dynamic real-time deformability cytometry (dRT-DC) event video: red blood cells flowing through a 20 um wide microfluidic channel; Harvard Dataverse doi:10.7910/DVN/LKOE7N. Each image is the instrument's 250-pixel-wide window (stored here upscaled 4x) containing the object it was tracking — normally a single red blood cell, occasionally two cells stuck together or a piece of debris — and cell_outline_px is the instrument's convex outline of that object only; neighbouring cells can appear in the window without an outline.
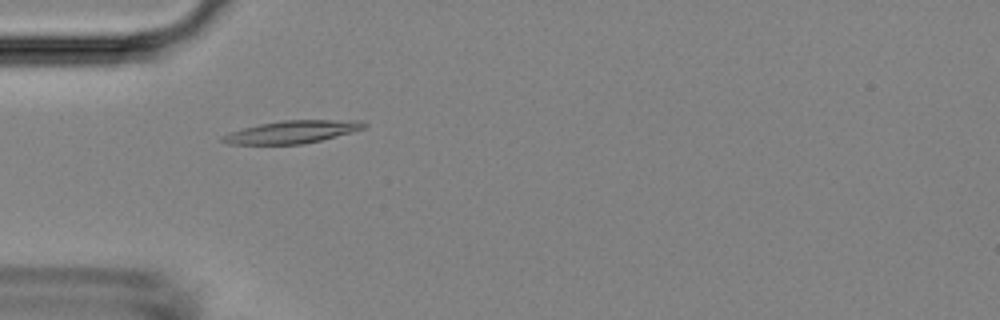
{"species": "Egyptian fruit bat (a non-hibernating species)", "species_latin": "Rousettus aegyptiacus", "temperature_condition": "room temperature", "stored_images_in_passage": 7, "camera_frame_rate_fps": 3000, "um_per_image_px": 0.085, "animal": {"sex": "female"}, "frame": {"image": 1, "passage_image": 5, "time_ms": 4.667, "image_size_px": [1000, 320], "cell_outline_px": [[368, 124], [364, 128], [352, 132], [320, 140], [300, 144], [228, 144], [220, 140], [220, 136], [244, 128], [260, 124], [284, 120], [360, 120]], "centroid_in_image_um": [24.84, 11.21], "position_along_channel_um": 60.2, "area_um2": 18.44}}
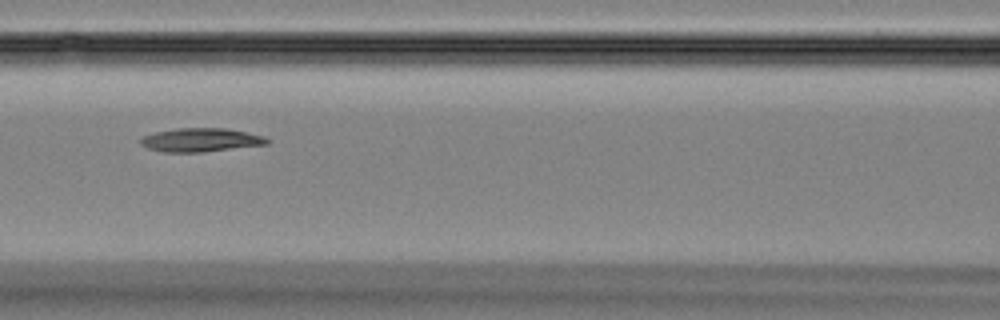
{"frame": {"image": 2, "passage_image": 7, "time_ms": 7.0, "image_size_px": [1000, 320], "cell_outline_px": [[268, 144], [204, 152], [164, 152], [148, 148], [140, 144], [140, 140], [144, 136], [156, 132], [176, 128], [224, 128], [264, 136], [268, 140]], "centroid_in_image_um": [17.04, 11.9], "position_along_channel_um": 149.6, "area_um2": 17.22}}